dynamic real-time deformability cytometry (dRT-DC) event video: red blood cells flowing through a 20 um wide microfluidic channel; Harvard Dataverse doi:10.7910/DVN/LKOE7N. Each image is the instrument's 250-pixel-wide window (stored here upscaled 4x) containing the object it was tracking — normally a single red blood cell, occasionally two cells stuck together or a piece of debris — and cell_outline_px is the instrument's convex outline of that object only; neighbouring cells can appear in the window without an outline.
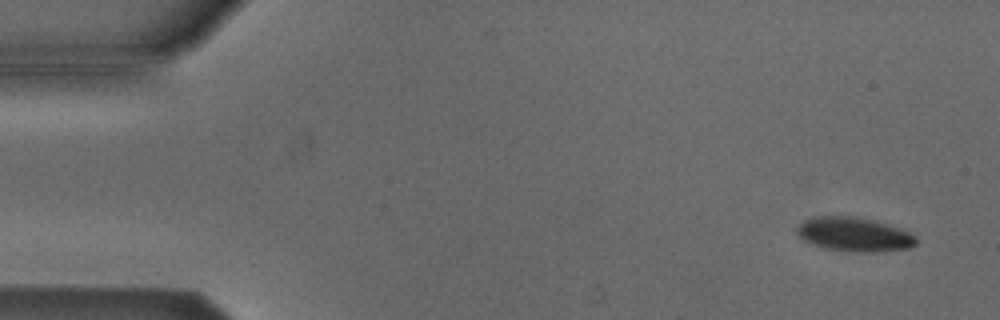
{"species": "Egyptian fruit bat (a non-hibernating species)", "species_latin": "Rousettus aegyptiacus", "temperature_condition": "cold", "stored_images_in_passage": 4, "camera_frame_rate_fps": 3000, "um_per_image_px": 0.085, "animal": {"sex": "male"}, "frame": {"image": 1, "passage_image": 1, "time_ms": 0.0, "image_size_px": [1000, 320], "cell_outline_px": [[916, 244], [908, 248], [872, 252], [852, 252], [828, 248], [812, 244], [804, 240], [796, 232], [796, 228], [804, 220], [820, 216], [856, 216], [888, 224], [900, 228], [908, 232], [916, 240]], "centroid_in_image_um": [72.59, 19.92], "position_along_channel_um": 12.4, "area_um2": 23.35}}
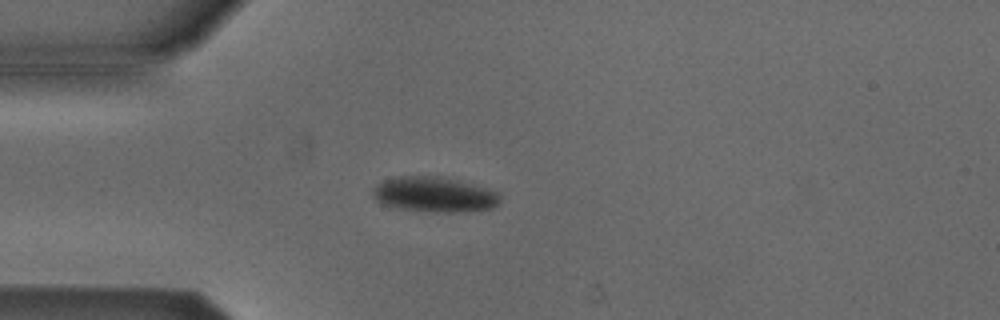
{"frame": {"image": 2, "passage_image": 4, "time_ms": 3.667, "image_size_px": [1000, 320], "cell_outline_px": [[500, 200], [492, 208], [456, 212], [432, 212], [396, 208], [384, 204], [376, 200], [372, 196], [372, 188], [376, 184], [384, 180], [396, 176], [444, 176], [460, 180], [488, 188], [496, 192], [500, 196]], "centroid_in_image_um": [36.88, 16.52], "position_along_channel_um": 48.1, "area_um2": 26.3}}